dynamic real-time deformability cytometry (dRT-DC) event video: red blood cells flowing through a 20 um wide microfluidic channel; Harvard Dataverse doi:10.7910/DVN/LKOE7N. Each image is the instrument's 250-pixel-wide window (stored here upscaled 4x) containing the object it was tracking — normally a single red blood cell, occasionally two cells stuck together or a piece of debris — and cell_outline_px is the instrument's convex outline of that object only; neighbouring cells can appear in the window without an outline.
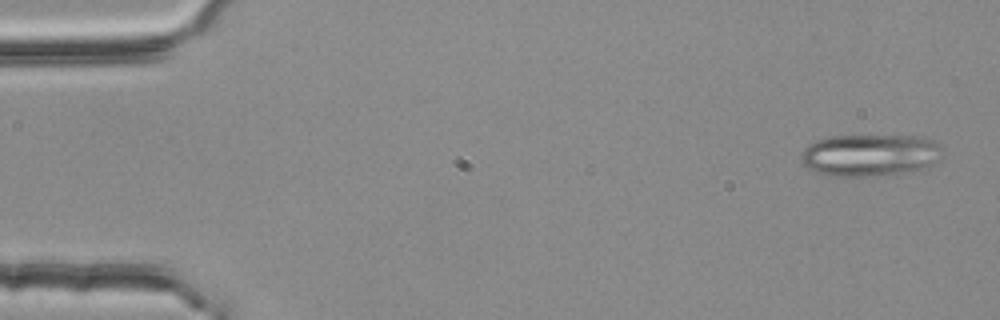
{"species": "common noctule bat (a hibernating species)", "species_latin": "Nyctalus noctula", "temperature_condition": "room temperature", "stored_images_in_passage": 3, "camera_frame_rate_fps": 3000, "um_per_image_px": 0.085, "animal": {"sex": "female", "body_mass_g": 25.1}, "frame": {"image": 1, "passage_image": 1, "time_ms": 0.0, "image_size_px": [1000, 320], "cell_outline_px": [[940, 160], [932, 164], [920, 168], [900, 172], [860, 176], [836, 176], [820, 172], [808, 168], [800, 160], [800, 156], [804, 148], [808, 144], [816, 140], [832, 136], [916, 136], [932, 140], [940, 148]], "centroid_in_image_um": [73.89, 13.16], "position_along_channel_um": 11.1, "area_um2": 33.87}}